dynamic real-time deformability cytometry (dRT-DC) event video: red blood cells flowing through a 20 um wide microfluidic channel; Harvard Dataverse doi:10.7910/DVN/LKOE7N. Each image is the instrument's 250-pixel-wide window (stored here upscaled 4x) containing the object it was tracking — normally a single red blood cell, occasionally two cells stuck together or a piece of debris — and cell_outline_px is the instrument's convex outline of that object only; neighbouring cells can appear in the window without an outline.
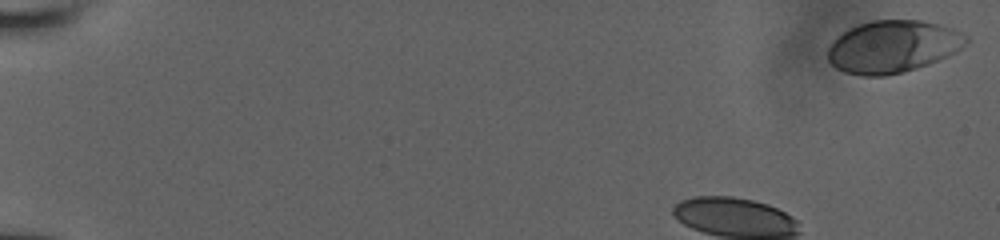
{"species": "human", "species_latin": "Homo sapiens", "temperature_condition": "room temperature", "stored_images_in_passage": 32, "camera_frame_rate_fps": 3000, "um_per_image_px": 0.085, "donor": {"sex": "male"}, "frame": {"image": 1, "passage_image": 1, "time_ms": 0.0, "image_size_px": [1000, 240], "cell_outline_px": [[968, 40], [956, 52], [948, 56], [928, 64], [916, 68], [884, 76], [864, 76], [844, 72], [836, 68], [828, 60], [828, 48], [844, 32], [860, 24], [872, 20], [920, 20], [952, 28], [968, 36]], "centroid_in_image_um": [75.9, 3.97], "position_along_channel_um": 9.1, "area_um2": 41.62}}
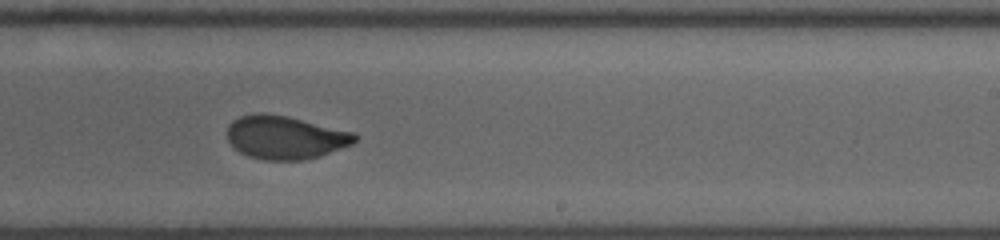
{"frame": {"image": 2, "passage_image": 19, "time_ms": 9.333, "image_size_px": [1000, 240], "cell_outline_px": [[356, 140], [352, 144], [320, 156], [304, 160], [264, 160], [248, 156], [232, 148], [228, 140], [228, 124], [232, 120], [240, 116], [256, 112], [260, 112], [288, 116], [352, 132], [356, 136]], "centroid_in_image_um": [24.19, 11.68], "position_along_channel_um": 264.8, "area_um2": 32.25}}
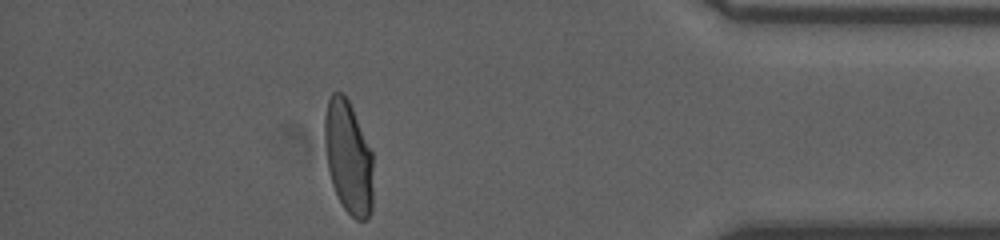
{"frame": {"image": 3, "passage_image": 27, "time_ms": 13.667, "image_size_px": [1000, 240], "cell_outline_px": [[372, 212], [368, 220], [356, 220], [344, 208], [332, 184], [328, 168], [324, 140], [324, 116], [328, 100], [332, 92], [344, 92], [352, 108], [372, 152]], "centroid_in_image_um": [29.61, 13.37], "position_along_channel_um": 405.6, "area_um2": 31.96}}